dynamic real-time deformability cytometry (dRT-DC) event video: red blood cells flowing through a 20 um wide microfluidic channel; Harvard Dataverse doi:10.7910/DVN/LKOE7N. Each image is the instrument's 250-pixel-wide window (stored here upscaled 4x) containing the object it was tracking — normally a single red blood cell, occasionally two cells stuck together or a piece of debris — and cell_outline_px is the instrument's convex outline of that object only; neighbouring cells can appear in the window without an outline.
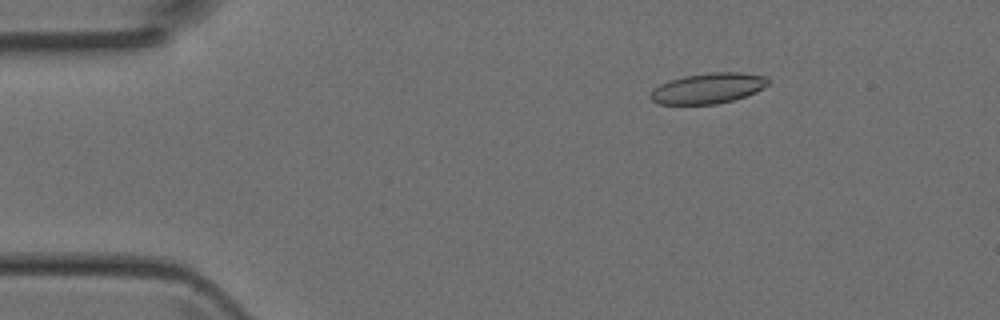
{"species": "Egyptian fruit bat (a non-hibernating species)", "species_latin": "Rousettus aegyptiacus", "temperature_condition": "room temperature", "stored_images_in_passage": 2, "camera_frame_rate_fps": 3000, "um_per_image_px": 0.085, "animal": {"sex": "female"}, "frame": {"image": 1, "passage_image": 1, "time_ms": 0.0, "image_size_px": [1000, 320], "cell_outline_px": [[772, 80], [764, 88], [756, 92], [732, 100], [716, 104], [660, 104], [652, 100], [648, 96], [652, 88], [668, 80], [684, 76], [708, 72], [740, 72], [768, 76]], "centroid_in_image_um": [60.19, 7.49], "position_along_channel_um": 24.8, "area_um2": 21.21}}